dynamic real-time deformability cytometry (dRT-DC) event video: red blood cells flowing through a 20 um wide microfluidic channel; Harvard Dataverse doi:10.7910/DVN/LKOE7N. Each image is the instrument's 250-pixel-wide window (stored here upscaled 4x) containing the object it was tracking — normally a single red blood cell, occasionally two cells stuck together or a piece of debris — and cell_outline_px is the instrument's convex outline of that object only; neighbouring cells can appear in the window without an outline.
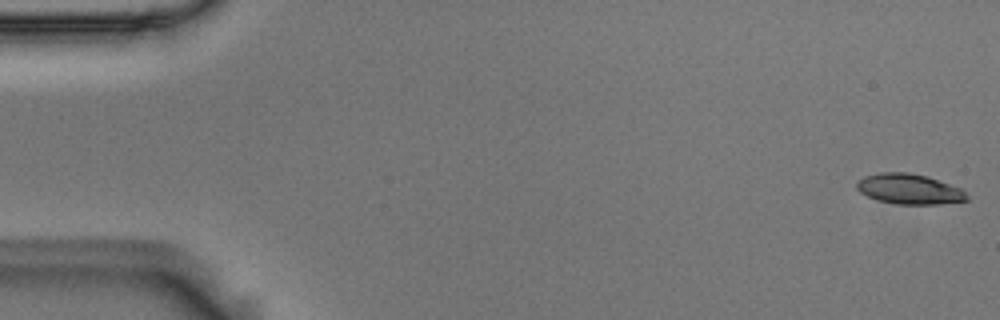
{"species": "Egyptian fruit bat (a non-hibernating species)", "species_latin": "Rousettus aegyptiacus", "temperature_condition": "room temperature", "stored_images_in_passage": 8, "camera_frame_rate_fps": 3000, "um_per_image_px": 0.085, "animal": {"sex": "male"}, "frame": {"image": 1, "passage_image": 1, "time_ms": 0.0, "image_size_px": [1000, 320], "cell_outline_px": [[968, 200], [940, 204], [896, 204], [876, 200], [860, 192], [856, 188], [856, 184], [864, 176], [880, 172], [908, 172], [928, 176], [960, 188], [968, 196]], "centroid_in_image_um": [77.27, 16.06], "position_along_channel_um": 7.7, "area_um2": 19.42}}
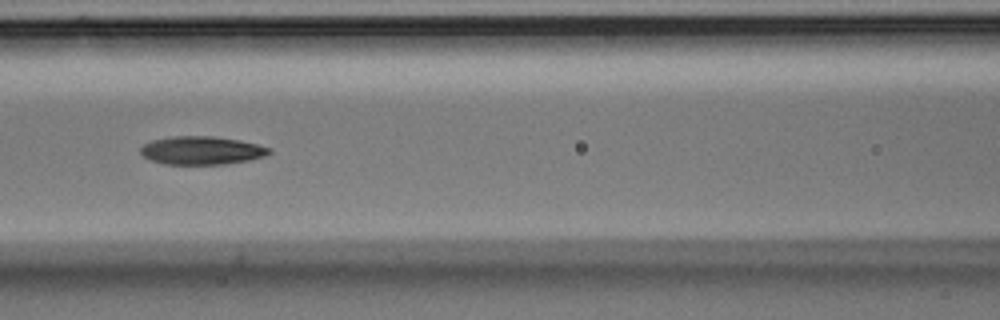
{"frame": {"image": 2, "passage_image": 7, "time_ms": 2.0, "image_size_px": [1000, 320], "cell_outline_px": [[272, 152], [264, 156], [248, 160], [224, 164], [164, 164], [152, 160], [144, 156], [140, 152], [140, 148], [144, 144], [152, 140], [172, 136], [212, 136], [240, 140], [272, 148]], "centroid_in_image_um": [17.15, 12.78], "position_along_channel_um": 149.5, "area_um2": 21.1}}
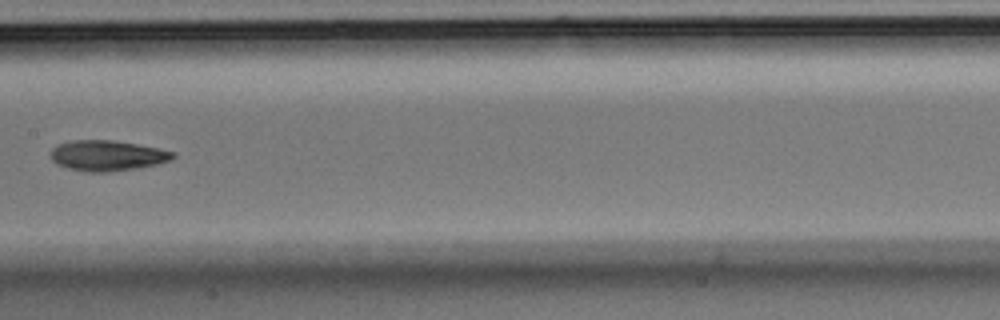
{"frame": {"image": 3, "passage_image": 8, "time_ms": 2.333, "image_size_px": [1000, 320], "cell_outline_px": [[176, 156], [172, 160], [156, 164], [136, 168], [104, 172], [88, 172], [68, 168], [56, 164], [52, 160], [52, 148], [56, 144], [72, 140], [112, 140], [160, 148], [176, 152]], "centroid_in_image_um": [9.13, 13.21], "position_along_channel_um": 198.3, "area_um2": 21.73}}